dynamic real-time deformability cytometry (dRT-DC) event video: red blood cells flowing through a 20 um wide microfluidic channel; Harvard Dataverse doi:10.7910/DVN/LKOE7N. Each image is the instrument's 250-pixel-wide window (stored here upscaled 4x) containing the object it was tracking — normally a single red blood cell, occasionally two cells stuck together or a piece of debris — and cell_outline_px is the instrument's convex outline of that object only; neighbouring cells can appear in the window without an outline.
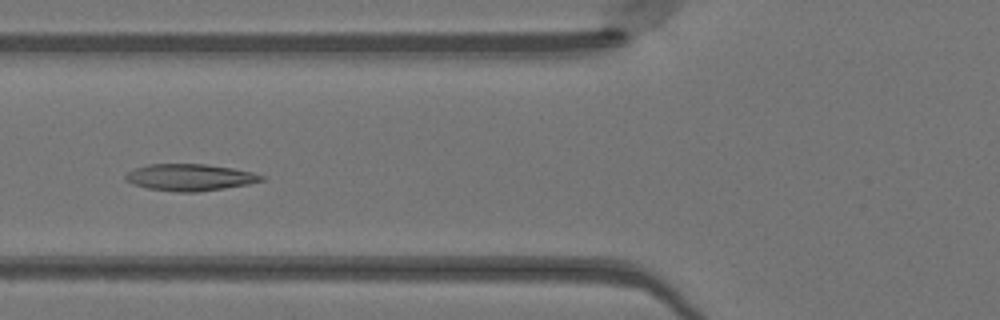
{"species": "Egyptian fruit bat (a non-hibernating species)", "species_latin": "Rousettus aegyptiacus", "temperature_condition": "warm", "stored_images_in_passage": 48, "camera_frame_rate_fps": 3000, "um_per_image_px": 0.085, "animal": {"sex": "female"}, "frame": {"image": 1, "passage_image": 18, "time_ms": 5.667, "image_size_px": [1000, 320], "cell_outline_px": [[264, 180], [248, 184], [224, 188], [196, 192], [176, 192], [148, 188], [132, 184], [124, 180], [124, 176], [128, 172], [136, 168], [148, 164], [204, 164], [232, 168], [252, 172], [264, 176]], "centroid_in_image_um": [16.11, 15.07], "position_along_channel_um": 109.7, "area_um2": 21.1}}
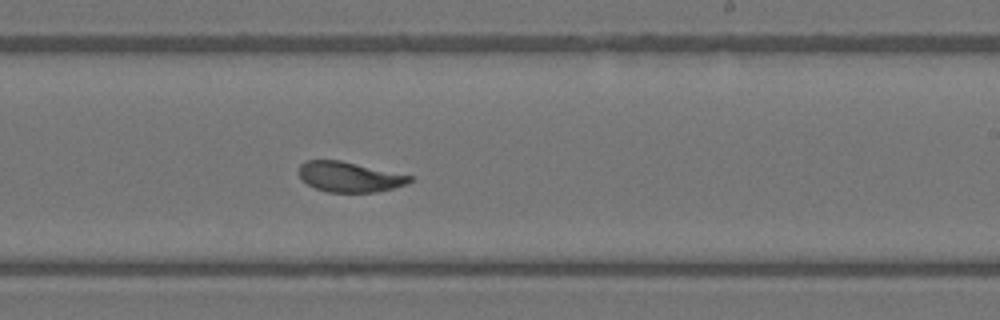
{"frame": {"image": 2, "passage_image": 29, "time_ms": 9.333, "image_size_px": [1000, 320], "cell_outline_px": [[412, 180], [404, 184], [392, 188], [376, 192], [328, 192], [316, 188], [308, 184], [300, 176], [300, 164], [304, 160], [340, 160], [412, 176]], "centroid_in_image_um": [29.68, 15.03], "position_along_channel_um": 259.3, "area_um2": 19.13}}
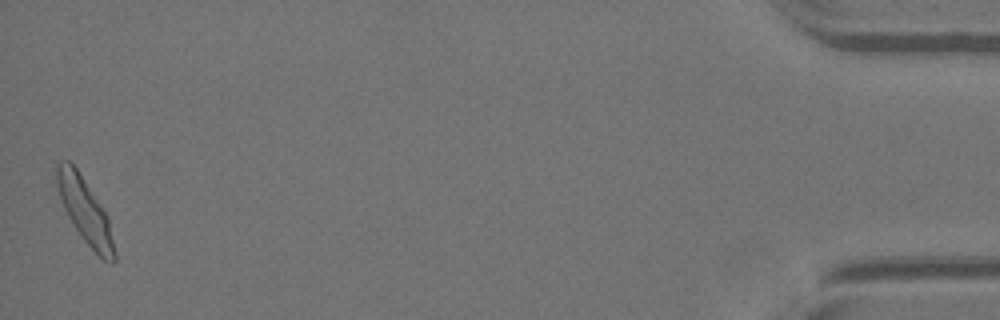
{"frame": {"image": 3, "passage_image": 48, "time_ms": 15.667, "image_size_px": [1000, 320], "cell_outline_px": [[116, 260], [112, 264], [104, 260], [80, 236], [68, 216], [60, 200], [56, 184], [56, 164], [60, 160], [68, 160], [76, 168], [108, 216], [116, 252]], "centroid_in_image_um": [7.22, 17.92], "position_along_channel_um": 428.0, "area_um2": 21.56}, "authors_computed_cell_mechanics": {"area_um2": 20.8658, "velocity_mm_per_s": 4.0846, "shape_relaxation_time_tau1_ms": 2.9149, "shape_relaxation_time_tau2_ms": 1.0807, "deformation_change_tau1": 0.1295, "deformation_change_tau2": 0.0728}}